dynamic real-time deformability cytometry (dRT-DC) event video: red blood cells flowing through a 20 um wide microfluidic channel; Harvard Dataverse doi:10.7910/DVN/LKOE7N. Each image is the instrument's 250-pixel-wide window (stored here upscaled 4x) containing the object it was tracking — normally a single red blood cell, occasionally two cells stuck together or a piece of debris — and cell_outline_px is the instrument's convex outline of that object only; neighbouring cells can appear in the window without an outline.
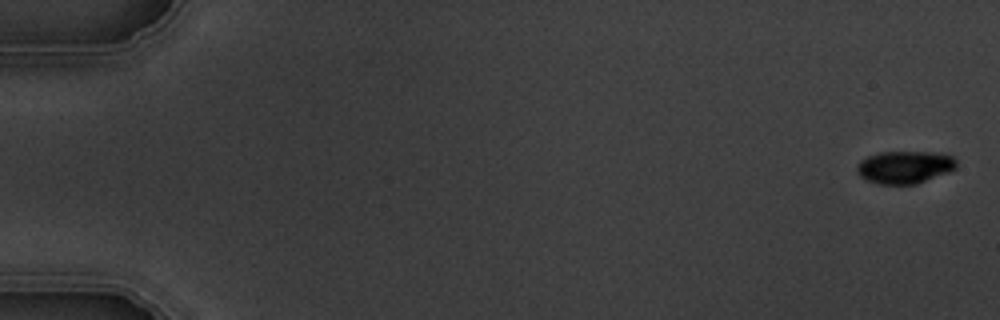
{"species": "common noctule bat (a hibernating species)", "species_latin": "Nyctalus noctula", "temperature_condition": "warm", "stored_images_in_passage": 5, "camera_frame_rate_fps": 3000, "um_per_image_px": 0.085, "animal": {"sex": "male", "body_mass_g": 19.5, "forearm_length_mm": 54.6}, "frame": {"image": 1, "passage_image": 1, "time_ms": 0.0, "image_size_px": [1000, 320], "cell_outline_px": [[956, 168], [948, 172], [916, 184], [876, 184], [864, 180], [856, 172], [856, 164], [860, 160], [868, 156], [880, 152], [936, 152], [952, 156], [956, 160]], "centroid_in_image_um": [76.85, 14.21], "position_along_channel_um": 8.2, "area_um2": 19.07}}
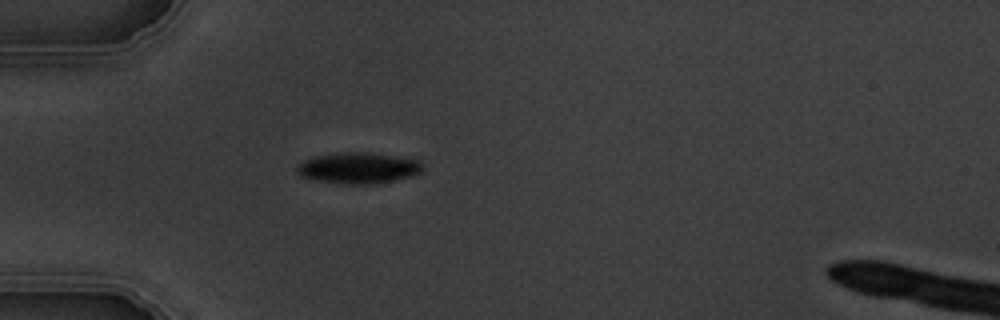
{"frame": {"image": 2, "passage_image": 5, "time_ms": 5.333, "image_size_px": [1000, 320], "cell_outline_px": [[420, 172], [412, 176], [396, 180], [372, 184], [348, 184], [320, 180], [300, 176], [296, 172], [296, 168], [304, 160], [316, 156], [340, 152], [368, 152], [420, 160]], "centroid_in_image_um": [30.45, 14.27], "position_along_channel_um": 54.5, "area_um2": 22.43}}